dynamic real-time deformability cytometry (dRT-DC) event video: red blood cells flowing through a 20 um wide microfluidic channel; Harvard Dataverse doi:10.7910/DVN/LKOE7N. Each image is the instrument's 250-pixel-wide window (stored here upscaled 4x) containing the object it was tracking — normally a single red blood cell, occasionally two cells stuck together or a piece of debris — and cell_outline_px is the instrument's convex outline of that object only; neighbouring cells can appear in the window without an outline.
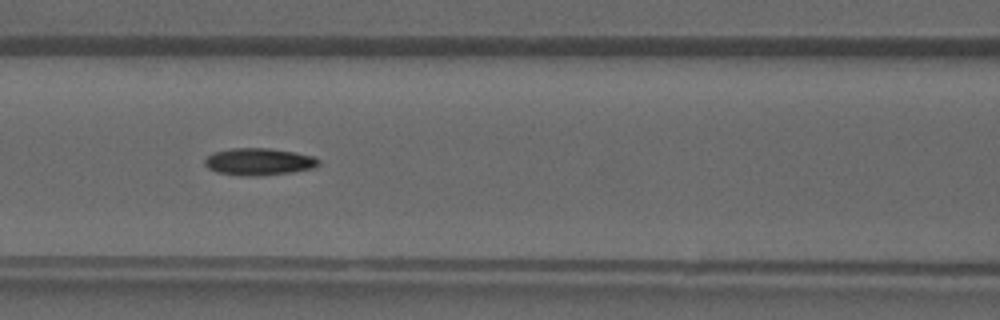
{"species": "common noctule bat (a hibernating species)", "species_latin": "Nyctalus noctula", "temperature_condition": "warm", "stored_images_in_passage": 40, "camera_frame_rate_fps": 3000, "um_per_image_px": 0.085, "animal": {"sex": "male", "forearm_length_mm": 52.5}, "frame": {"image": 1, "passage_image": 18, "time_ms": 5.667, "image_size_px": [1000, 320], "cell_outline_px": [[320, 164], [316, 168], [292, 172], [260, 176], [244, 176], [216, 172], [208, 168], [204, 164], [204, 160], [212, 152], [232, 148], [268, 148], [296, 152], [316, 156], [320, 160]], "centroid_in_image_um": [22.04, 13.74], "position_along_channel_um": 144.6, "area_um2": 18.32}}
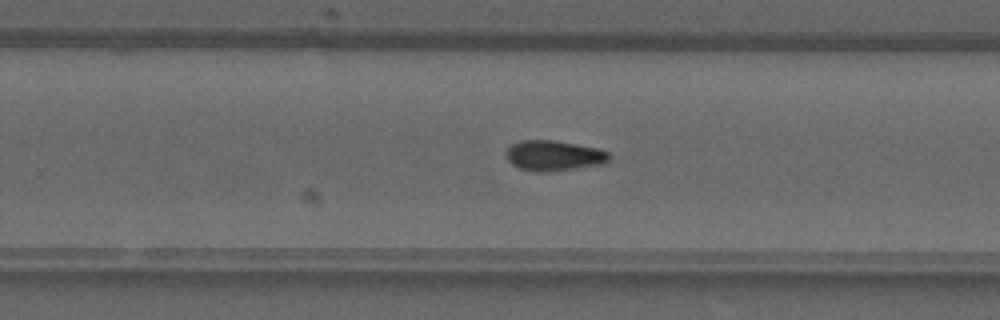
{"frame": {"image": 2, "passage_image": 26, "time_ms": 8.333, "image_size_px": [1000, 320], "cell_outline_px": [[608, 160], [604, 164], [548, 172], [536, 172], [520, 168], [512, 164], [508, 160], [504, 152], [512, 144], [520, 140], [552, 140], [576, 144], [596, 148], [608, 152]], "centroid_in_image_um": [47.03, 13.23], "position_along_channel_um": 282.8, "area_um2": 18.15}}
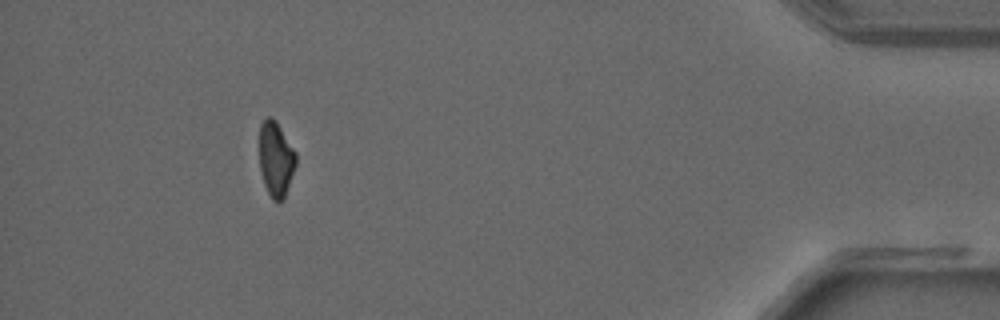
{"frame": {"image": 3, "passage_image": 37, "time_ms": 12.0, "image_size_px": [1000, 320], "cell_outline_px": [[296, 164], [284, 200], [272, 200], [264, 184], [260, 168], [260, 124], [268, 116], [272, 116], [276, 120], [296, 152]], "centroid_in_image_um": [23.46, 13.5], "position_along_channel_um": 411.7, "area_um2": 15.95}}